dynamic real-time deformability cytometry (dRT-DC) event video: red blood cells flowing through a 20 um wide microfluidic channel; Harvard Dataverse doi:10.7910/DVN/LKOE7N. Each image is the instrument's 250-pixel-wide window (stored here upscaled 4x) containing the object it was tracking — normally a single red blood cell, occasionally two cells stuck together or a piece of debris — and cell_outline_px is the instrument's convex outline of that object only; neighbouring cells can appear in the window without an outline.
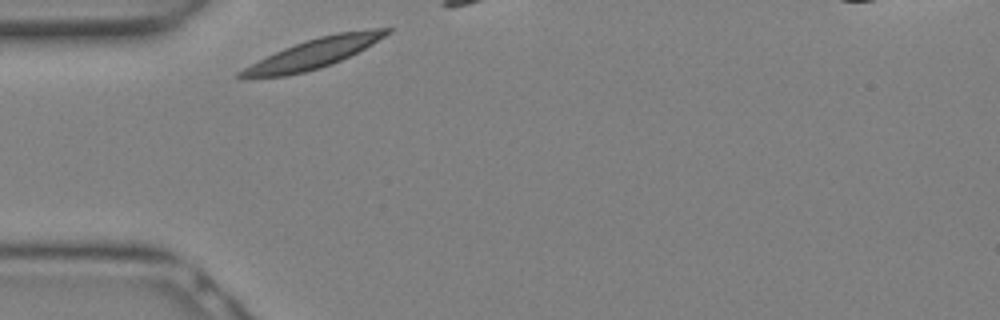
{"species": "Egyptian fruit bat (a non-hibernating species)", "species_latin": "Rousettus aegyptiacus", "temperature_condition": "warm", "stored_images_in_passage": 18, "camera_frame_rate_fps": 3000, "um_per_image_px": 0.085, "animal": {"sex": "female"}, "frame": {"image": 1, "passage_image": 1, "time_ms": 0.0, "image_size_px": [1000, 320], "cell_outline_px": [[392, 32], [372, 44], [332, 64], [320, 68], [304, 72], [284, 76], [248, 80], [240, 80], [236, 76], [236, 72], [284, 48], [304, 40], [320, 36], [340, 32], [372, 28], [392, 28]], "centroid_in_image_um": [26.57, 4.58], "position_along_channel_um": 58.4, "area_um2": 25.32}}
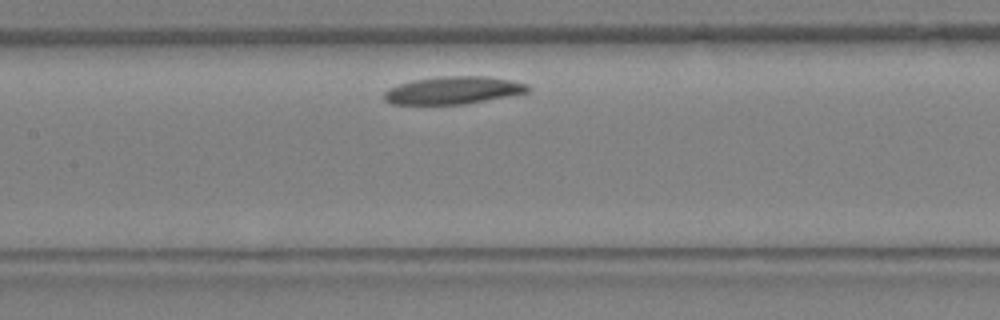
{"frame": {"image": 2, "passage_image": 7, "time_ms": 2.0, "image_size_px": [1000, 320], "cell_outline_px": [[532, 92], [464, 104], [392, 104], [384, 100], [384, 92], [388, 88], [412, 80], [440, 76], [488, 76], [512, 80], [528, 84], [532, 88]], "centroid_in_image_um": [38.58, 7.67], "position_along_channel_um": 168.8, "area_um2": 23.35}}
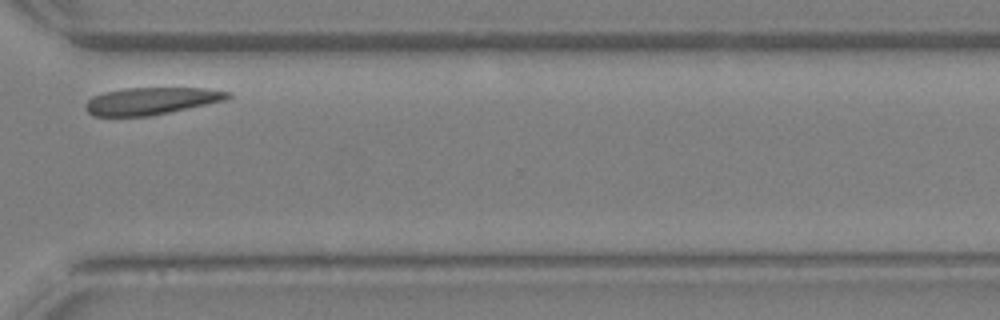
{"frame": {"image": 3, "passage_image": 16, "time_ms": 5.0, "image_size_px": [1000, 320], "cell_outline_px": [[232, 96], [228, 100], [148, 116], [92, 116], [84, 108], [84, 104], [92, 96], [104, 92], [124, 88], [204, 88], [232, 92]], "centroid_in_image_um": [12.85, 8.57], "position_along_channel_um": 357.7, "area_um2": 22.66}}